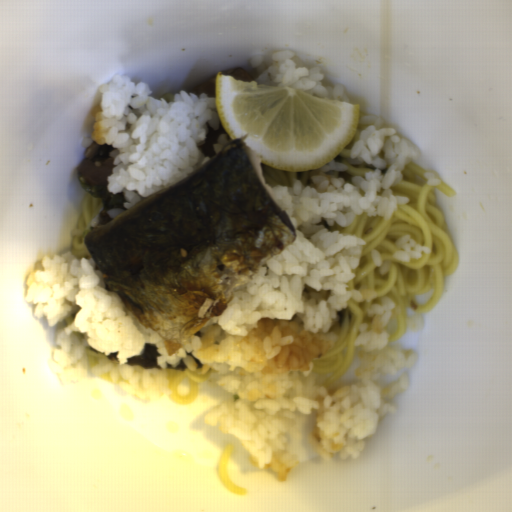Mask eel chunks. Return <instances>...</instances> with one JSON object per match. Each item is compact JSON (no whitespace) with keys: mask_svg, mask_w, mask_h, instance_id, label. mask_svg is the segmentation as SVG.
I'll use <instances>...</instances> for the list:
<instances>
[{"mask_svg":"<svg viewBox=\"0 0 512 512\" xmlns=\"http://www.w3.org/2000/svg\"><path fill=\"white\" fill-rule=\"evenodd\" d=\"M187 368V366L183 363L182 359L180 360L177 367H172L170 364L166 362V369L168 370H176V371H184Z\"/></svg>","mask_w":512,"mask_h":512,"instance_id":"obj_2","label":"eel chunks"},{"mask_svg":"<svg viewBox=\"0 0 512 512\" xmlns=\"http://www.w3.org/2000/svg\"><path fill=\"white\" fill-rule=\"evenodd\" d=\"M107 359H110L111 361H113L114 363H117V364H121L118 362V359H117V351L116 352H113V353H110L108 356H105Z\"/></svg>","mask_w":512,"mask_h":512,"instance_id":"obj_3","label":"eel chunks"},{"mask_svg":"<svg viewBox=\"0 0 512 512\" xmlns=\"http://www.w3.org/2000/svg\"><path fill=\"white\" fill-rule=\"evenodd\" d=\"M157 356H160L155 344H145L143 353L136 357H129L125 363L129 367H141L145 370L161 368L157 364Z\"/></svg>","mask_w":512,"mask_h":512,"instance_id":"obj_1","label":"eel chunks"}]
</instances>
